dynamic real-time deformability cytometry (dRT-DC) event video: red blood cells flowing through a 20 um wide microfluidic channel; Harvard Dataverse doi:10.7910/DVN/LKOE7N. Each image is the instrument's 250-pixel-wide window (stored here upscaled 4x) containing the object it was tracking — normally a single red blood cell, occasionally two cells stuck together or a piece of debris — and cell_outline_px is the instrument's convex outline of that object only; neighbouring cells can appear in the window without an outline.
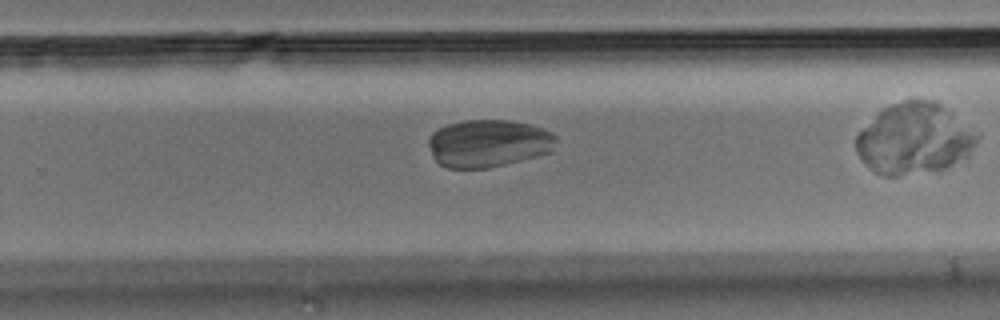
{"species": "Egyptian fruit bat (a non-hibernating species)", "species_latin": "Rousettus aegyptiacus", "temperature_condition": "room temperature", "stored_images_in_passage": 30, "camera_frame_rate_fps": 3000, "um_per_image_px": 0.085, "animal": {"sex": "male"}, "frame": {"image": 1, "passage_image": 22, "time_ms": 7.0, "image_size_px": [1000, 320], "cell_outline_px": [[556, 140], [552, 152], [488, 168], [448, 168], [440, 164], [432, 156], [428, 144], [428, 136], [432, 132], [448, 124], [464, 120], [512, 120], [532, 124], [544, 128], [552, 132], [556, 136]], "centroid_in_image_um": [41.52, 12.17], "position_along_channel_um": 288.3, "area_um2": 35.6}}